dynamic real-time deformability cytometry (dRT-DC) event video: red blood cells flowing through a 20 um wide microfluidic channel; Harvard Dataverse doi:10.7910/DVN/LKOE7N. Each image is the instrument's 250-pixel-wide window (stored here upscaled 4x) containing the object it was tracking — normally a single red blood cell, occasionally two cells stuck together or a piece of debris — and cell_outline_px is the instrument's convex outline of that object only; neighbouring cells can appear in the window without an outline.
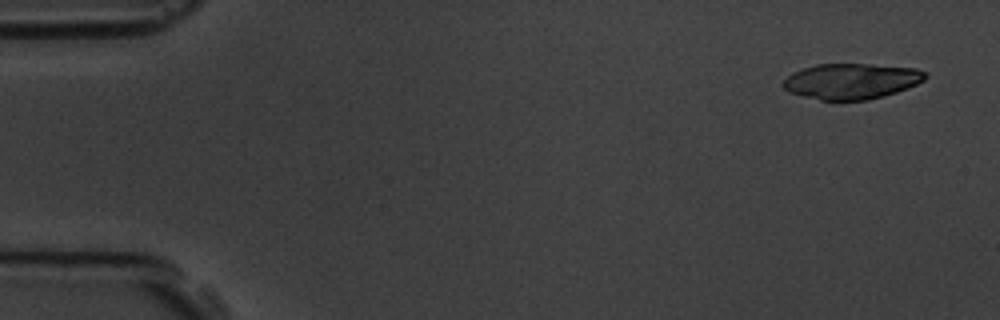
{"species": "common noctule bat (a hibernating species)", "species_latin": "Nyctalus noctula", "temperature_condition": "room temperature", "stored_images_in_passage": 6, "camera_frame_rate_fps": 3000, "um_per_image_px": 0.085, "animal": {"sex": "male", "body_mass_g": 19.5, "forearm_length_mm": 54.6}, "frame": {"image": 1, "passage_image": 1, "time_ms": 0.0, "image_size_px": [1000, 320], "cell_outline_px": [[928, 76], [924, 80], [908, 88], [884, 96], [868, 100], [820, 100], [788, 92], [780, 84], [792, 72], [816, 64], [872, 64], [916, 68], [928, 72]], "centroid_in_image_um": [72.38, 6.9], "position_along_channel_um": 12.6, "area_um2": 29.71}}